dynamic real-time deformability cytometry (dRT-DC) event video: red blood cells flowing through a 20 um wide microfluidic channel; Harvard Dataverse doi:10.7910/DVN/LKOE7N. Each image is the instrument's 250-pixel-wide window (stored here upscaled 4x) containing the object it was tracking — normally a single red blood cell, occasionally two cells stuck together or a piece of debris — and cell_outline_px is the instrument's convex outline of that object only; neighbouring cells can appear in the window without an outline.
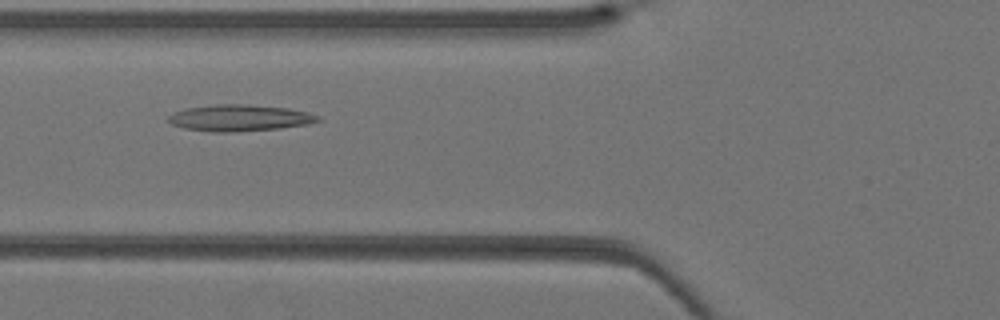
{"species": "Egyptian fruit bat (a non-hibernating species)", "species_latin": "Rousettus aegyptiacus", "temperature_condition": "warm", "stored_images_in_passage": 35, "camera_frame_rate_fps": 3000, "um_per_image_px": 0.085, "animal": {"sex": "female"}, "frame": {"image": 1, "passage_image": 10, "time_ms": 3.0, "image_size_px": [1000, 320], "cell_outline_px": [[320, 120], [308, 124], [280, 128], [228, 132], [212, 132], [184, 128], [172, 124], [164, 120], [172, 112], [184, 108], [216, 104], [248, 104], [288, 108], [320, 116]], "centroid_in_image_um": [20.28, 10.01], "position_along_channel_um": 105.5, "area_um2": 23.12}}
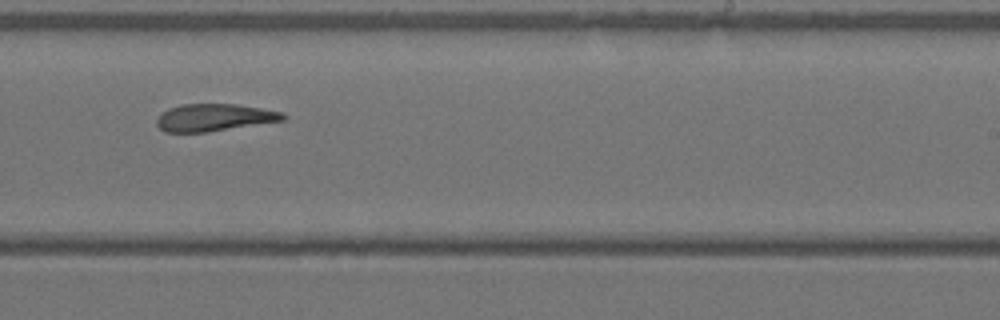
{"frame": {"image": 2, "passage_image": 20, "time_ms": 6.333, "image_size_px": [1000, 320], "cell_outline_px": [[288, 116], [284, 120], [204, 132], [164, 132], [156, 124], [156, 120], [168, 108], [184, 104], [236, 104], [284, 112]], "centroid_in_image_um": [18.22, 9.98], "position_along_channel_um": 270.8, "area_um2": 19.83}}
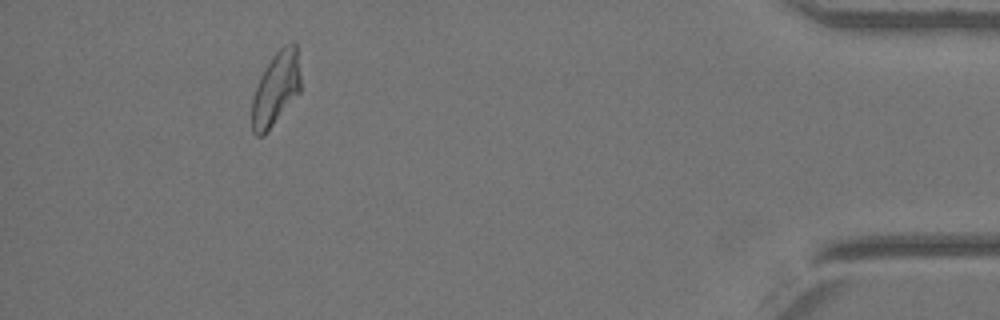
{"frame": {"image": 3, "passage_image": 32, "time_ms": 10.333, "image_size_px": [1000, 320], "cell_outline_px": [[300, 92], [264, 136], [256, 136], [252, 132], [252, 100], [260, 76], [272, 56], [284, 44], [296, 44], [300, 76]], "centroid_in_image_um": [23.44, 7.57], "position_along_channel_um": 411.8, "area_um2": 20.69}}